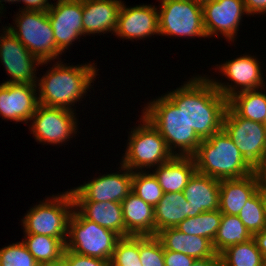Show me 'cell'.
<instances>
[{
    "mask_svg": "<svg viewBox=\"0 0 266 266\" xmlns=\"http://www.w3.org/2000/svg\"><path fill=\"white\" fill-rule=\"evenodd\" d=\"M182 109L190 127L202 139L222 130L228 100L222 96L207 75H194L165 94Z\"/></svg>",
    "mask_w": 266,
    "mask_h": 266,
    "instance_id": "1",
    "label": "cell"
},
{
    "mask_svg": "<svg viewBox=\"0 0 266 266\" xmlns=\"http://www.w3.org/2000/svg\"><path fill=\"white\" fill-rule=\"evenodd\" d=\"M52 62V67L37 78L38 102L76 111L75 104L83 101L84 96L91 91V83L96 81L99 69L91 61L81 65H66L62 60Z\"/></svg>",
    "mask_w": 266,
    "mask_h": 266,
    "instance_id": "2",
    "label": "cell"
},
{
    "mask_svg": "<svg viewBox=\"0 0 266 266\" xmlns=\"http://www.w3.org/2000/svg\"><path fill=\"white\" fill-rule=\"evenodd\" d=\"M192 157L197 172L218 180L243 178L256 171L223 129L201 140Z\"/></svg>",
    "mask_w": 266,
    "mask_h": 266,
    "instance_id": "3",
    "label": "cell"
},
{
    "mask_svg": "<svg viewBox=\"0 0 266 266\" xmlns=\"http://www.w3.org/2000/svg\"><path fill=\"white\" fill-rule=\"evenodd\" d=\"M162 95L149 100L141 113L165 139L173 155L192 156L202 139L188 125L182 109H178L165 93Z\"/></svg>",
    "mask_w": 266,
    "mask_h": 266,
    "instance_id": "4",
    "label": "cell"
},
{
    "mask_svg": "<svg viewBox=\"0 0 266 266\" xmlns=\"http://www.w3.org/2000/svg\"><path fill=\"white\" fill-rule=\"evenodd\" d=\"M140 120V121H139ZM138 126L131 128L121 164L130 171H146L166 163L174 155L168 149L165 139L142 114ZM152 167V168H151Z\"/></svg>",
    "mask_w": 266,
    "mask_h": 266,
    "instance_id": "5",
    "label": "cell"
},
{
    "mask_svg": "<svg viewBox=\"0 0 266 266\" xmlns=\"http://www.w3.org/2000/svg\"><path fill=\"white\" fill-rule=\"evenodd\" d=\"M74 210L70 190L47 196L25 213L21 219L23 234H39L61 238L65 243L68 222Z\"/></svg>",
    "mask_w": 266,
    "mask_h": 266,
    "instance_id": "6",
    "label": "cell"
},
{
    "mask_svg": "<svg viewBox=\"0 0 266 266\" xmlns=\"http://www.w3.org/2000/svg\"><path fill=\"white\" fill-rule=\"evenodd\" d=\"M13 25L5 26L41 62L62 60L47 11L18 10ZM16 25V26H15Z\"/></svg>",
    "mask_w": 266,
    "mask_h": 266,
    "instance_id": "7",
    "label": "cell"
},
{
    "mask_svg": "<svg viewBox=\"0 0 266 266\" xmlns=\"http://www.w3.org/2000/svg\"><path fill=\"white\" fill-rule=\"evenodd\" d=\"M121 237L114 231L84 218L75 208L68 222L65 249L110 262Z\"/></svg>",
    "mask_w": 266,
    "mask_h": 266,
    "instance_id": "8",
    "label": "cell"
},
{
    "mask_svg": "<svg viewBox=\"0 0 266 266\" xmlns=\"http://www.w3.org/2000/svg\"><path fill=\"white\" fill-rule=\"evenodd\" d=\"M159 36L208 38L202 4L193 0H159Z\"/></svg>",
    "mask_w": 266,
    "mask_h": 266,
    "instance_id": "9",
    "label": "cell"
},
{
    "mask_svg": "<svg viewBox=\"0 0 266 266\" xmlns=\"http://www.w3.org/2000/svg\"><path fill=\"white\" fill-rule=\"evenodd\" d=\"M76 114L69 109L39 104L29 122V130L39 144L66 145L79 132Z\"/></svg>",
    "mask_w": 266,
    "mask_h": 266,
    "instance_id": "10",
    "label": "cell"
},
{
    "mask_svg": "<svg viewBox=\"0 0 266 266\" xmlns=\"http://www.w3.org/2000/svg\"><path fill=\"white\" fill-rule=\"evenodd\" d=\"M256 55L244 53L239 57L215 65L219 69L217 73L222 74L231 83L219 81L216 78L209 77L216 87L217 91L227 100L233 95L249 90H257L266 87L263 67ZM221 81V82H220ZM233 82V83H232ZM233 84V85H232Z\"/></svg>",
    "mask_w": 266,
    "mask_h": 266,
    "instance_id": "11",
    "label": "cell"
},
{
    "mask_svg": "<svg viewBox=\"0 0 266 266\" xmlns=\"http://www.w3.org/2000/svg\"><path fill=\"white\" fill-rule=\"evenodd\" d=\"M222 129L235 143L243 157L257 169L264 160L266 127L262 123L238 116L228 106Z\"/></svg>",
    "mask_w": 266,
    "mask_h": 266,
    "instance_id": "12",
    "label": "cell"
},
{
    "mask_svg": "<svg viewBox=\"0 0 266 266\" xmlns=\"http://www.w3.org/2000/svg\"><path fill=\"white\" fill-rule=\"evenodd\" d=\"M0 33V63L6 70L10 79L3 83L31 84L37 83V68L50 61L41 62L14 36V34L2 25ZM37 67V68H36Z\"/></svg>",
    "mask_w": 266,
    "mask_h": 266,
    "instance_id": "13",
    "label": "cell"
},
{
    "mask_svg": "<svg viewBox=\"0 0 266 266\" xmlns=\"http://www.w3.org/2000/svg\"><path fill=\"white\" fill-rule=\"evenodd\" d=\"M120 172L95 177L69 189L74 202H122L132 191L133 172L120 163Z\"/></svg>",
    "mask_w": 266,
    "mask_h": 266,
    "instance_id": "14",
    "label": "cell"
},
{
    "mask_svg": "<svg viewBox=\"0 0 266 266\" xmlns=\"http://www.w3.org/2000/svg\"><path fill=\"white\" fill-rule=\"evenodd\" d=\"M203 24L208 38L222 35L234 41L244 15L249 16L243 0H210L202 4Z\"/></svg>",
    "mask_w": 266,
    "mask_h": 266,
    "instance_id": "15",
    "label": "cell"
},
{
    "mask_svg": "<svg viewBox=\"0 0 266 266\" xmlns=\"http://www.w3.org/2000/svg\"><path fill=\"white\" fill-rule=\"evenodd\" d=\"M47 12L57 49L63 54L83 36L82 0H57Z\"/></svg>",
    "mask_w": 266,
    "mask_h": 266,
    "instance_id": "16",
    "label": "cell"
},
{
    "mask_svg": "<svg viewBox=\"0 0 266 266\" xmlns=\"http://www.w3.org/2000/svg\"><path fill=\"white\" fill-rule=\"evenodd\" d=\"M117 38L131 41L148 39L151 36L159 35V20L157 6L151 4H139L127 7L122 3L118 25L114 33ZM146 38V39H145Z\"/></svg>",
    "mask_w": 266,
    "mask_h": 266,
    "instance_id": "17",
    "label": "cell"
},
{
    "mask_svg": "<svg viewBox=\"0 0 266 266\" xmlns=\"http://www.w3.org/2000/svg\"><path fill=\"white\" fill-rule=\"evenodd\" d=\"M38 105L36 85L0 83V116L3 120L27 125Z\"/></svg>",
    "mask_w": 266,
    "mask_h": 266,
    "instance_id": "18",
    "label": "cell"
},
{
    "mask_svg": "<svg viewBox=\"0 0 266 266\" xmlns=\"http://www.w3.org/2000/svg\"><path fill=\"white\" fill-rule=\"evenodd\" d=\"M122 0H82L83 36L111 33L114 36Z\"/></svg>",
    "mask_w": 266,
    "mask_h": 266,
    "instance_id": "19",
    "label": "cell"
},
{
    "mask_svg": "<svg viewBox=\"0 0 266 266\" xmlns=\"http://www.w3.org/2000/svg\"><path fill=\"white\" fill-rule=\"evenodd\" d=\"M220 180L195 172L183 189L190 207V217L219 209Z\"/></svg>",
    "mask_w": 266,
    "mask_h": 266,
    "instance_id": "20",
    "label": "cell"
},
{
    "mask_svg": "<svg viewBox=\"0 0 266 266\" xmlns=\"http://www.w3.org/2000/svg\"><path fill=\"white\" fill-rule=\"evenodd\" d=\"M257 171L238 179L220 180L219 210L222 214L237 216L259 186Z\"/></svg>",
    "mask_w": 266,
    "mask_h": 266,
    "instance_id": "21",
    "label": "cell"
},
{
    "mask_svg": "<svg viewBox=\"0 0 266 266\" xmlns=\"http://www.w3.org/2000/svg\"><path fill=\"white\" fill-rule=\"evenodd\" d=\"M126 237L155 236L154 207L132 191L121 202Z\"/></svg>",
    "mask_w": 266,
    "mask_h": 266,
    "instance_id": "22",
    "label": "cell"
},
{
    "mask_svg": "<svg viewBox=\"0 0 266 266\" xmlns=\"http://www.w3.org/2000/svg\"><path fill=\"white\" fill-rule=\"evenodd\" d=\"M155 236L166 250L181 252L195 259L220 257L213 247V242L201 236L188 235L176 228L163 229Z\"/></svg>",
    "mask_w": 266,
    "mask_h": 266,
    "instance_id": "23",
    "label": "cell"
},
{
    "mask_svg": "<svg viewBox=\"0 0 266 266\" xmlns=\"http://www.w3.org/2000/svg\"><path fill=\"white\" fill-rule=\"evenodd\" d=\"M158 179L163 193L181 192L189 179L196 172L195 161L192 156L174 155L166 163L151 170Z\"/></svg>",
    "mask_w": 266,
    "mask_h": 266,
    "instance_id": "24",
    "label": "cell"
},
{
    "mask_svg": "<svg viewBox=\"0 0 266 266\" xmlns=\"http://www.w3.org/2000/svg\"><path fill=\"white\" fill-rule=\"evenodd\" d=\"M74 208L86 219L126 237L120 202H74Z\"/></svg>",
    "mask_w": 266,
    "mask_h": 266,
    "instance_id": "25",
    "label": "cell"
},
{
    "mask_svg": "<svg viewBox=\"0 0 266 266\" xmlns=\"http://www.w3.org/2000/svg\"><path fill=\"white\" fill-rule=\"evenodd\" d=\"M155 235L166 228L176 226L190 217L189 202L185 199L183 191L176 193H163L162 198L154 207Z\"/></svg>",
    "mask_w": 266,
    "mask_h": 266,
    "instance_id": "26",
    "label": "cell"
},
{
    "mask_svg": "<svg viewBox=\"0 0 266 266\" xmlns=\"http://www.w3.org/2000/svg\"><path fill=\"white\" fill-rule=\"evenodd\" d=\"M22 241L41 266H57L65 250V242L61 238L24 234Z\"/></svg>",
    "mask_w": 266,
    "mask_h": 266,
    "instance_id": "27",
    "label": "cell"
},
{
    "mask_svg": "<svg viewBox=\"0 0 266 266\" xmlns=\"http://www.w3.org/2000/svg\"><path fill=\"white\" fill-rule=\"evenodd\" d=\"M265 88L239 92L228 99V106L242 118L263 123L266 116Z\"/></svg>",
    "mask_w": 266,
    "mask_h": 266,
    "instance_id": "28",
    "label": "cell"
},
{
    "mask_svg": "<svg viewBox=\"0 0 266 266\" xmlns=\"http://www.w3.org/2000/svg\"><path fill=\"white\" fill-rule=\"evenodd\" d=\"M251 238H253V235L238 216L222 214L221 223L213 241V247L219 255L229 246L244 243Z\"/></svg>",
    "mask_w": 266,
    "mask_h": 266,
    "instance_id": "29",
    "label": "cell"
},
{
    "mask_svg": "<svg viewBox=\"0 0 266 266\" xmlns=\"http://www.w3.org/2000/svg\"><path fill=\"white\" fill-rule=\"evenodd\" d=\"M219 256L221 266H266L254 238L229 246Z\"/></svg>",
    "mask_w": 266,
    "mask_h": 266,
    "instance_id": "30",
    "label": "cell"
},
{
    "mask_svg": "<svg viewBox=\"0 0 266 266\" xmlns=\"http://www.w3.org/2000/svg\"><path fill=\"white\" fill-rule=\"evenodd\" d=\"M222 219L220 210L205 211L180 222L176 229L188 235L201 236L214 241Z\"/></svg>",
    "mask_w": 266,
    "mask_h": 266,
    "instance_id": "31",
    "label": "cell"
},
{
    "mask_svg": "<svg viewBox=\"0 0 266 266\" xmlns=\"http://www.w3.org/2000/svg\"><path fill=\"white\" fill-rule=\"evenodd\" d=\"M132 192L152 207H155L163 196L162 187L151 170L133 172Z\"/></svg>",
    "mask_w": 266,
    "mask_h": 266,
    "instance_id": "32",
    "label": "cell"
},
{
    "mask_svg": "<svg viewBox=\"0 0 266 266\" xmlns=\"http://www.w3.org/2000/svg\"><path fill=\"white\" fill-rule=\"evenodd\" d=\"M237 216L252 235L266 228L265 211L258 191L246 201Z\"/></svg>",
    "mask_w": 266,
    "mask_h": 266,
    "instance_id": "33",
    "label": "cell"
},
{
    "mask_svg": "<svg viewBox=\"0 0 266 266\" xmlns=\"http://www.w3.org/2000/svg\"><path fill=\"white\" fill-rule=\"evenodd\" d=\"M110 266H142L139 254V236L121 237L117 241Z\"/></svg>",
    "mask_w": 266,
    "mask_h": 266,
    "instance_id": "34",
    "label": "cell"
},
{
    "mask_svg": "<svg viewBox=\"0 0 266 266\" xmlns=\"http://www.w3.org/2000/svg\"><path fill=\"white\" fill-rule=\"evenodd\" d=\"M0 266H41L23 241L0 248Z\"/></svg>",
    "mask_w": 266,
    "mask_h": 266,
    "instance_id": "35",
    "label": "cell"
},
{
    "mask_svg": "<svg viewBox=\"0 0 266 266\" xmlns=\"http://www.w3.org/2000/svg\"><path fill=\"white\" fill-rule=\"evenodd\" d=\"M139 254L142 266H165L164 248L156 236H139Z\"/></svg>",
    "mask_w": 266,
    "mask_h": 266,
    "instance_id": "36",
    "label": "cell"
},
{
    "mask_svg": "<svg viewBox=\"0 0 266 266\" xmlns=\"http://www.w3.org/2000/svg\"><path fill=\"white\" fill-rule=\"evenodd\" d=\"M57 266H110V262L96 257L76 254L65 249Z\"/></svg>",
    "mask_w": 266,
    "mask_h": 266,
    "instance_id": "37",
    "label": "cell"
},
{
    "mask_svg": "<svg viewBox=\"0 0 266 266\" xmlns=\"http://www.w3.org/2000/svg\"><path fill=\"white\" fill-rule=\"evenodd\" d=\"M196 259L183 254L164 249L165 266H191Z\"/></svg>",
    "mask_w": 266,
    "mask_h": 266,
    "instance_id": "38",
    "label": "cell"
},
{
    "mask_svg": "<svg viewBox=\"0 0 266 266\" xmlns=\"http://www.w3.org/2000/svg\"><path fill=\"white\" fill-rule=\"evenodd\" d=\"M249 16L266 14V0H243Z\"/></svg>",
    "mask_w": 266,
    "mask_h": 266,
    "instance_id": "39",
    "label": "cell"
},
{
    "mask_svg": "<svg viewBox=\"0 0 266 266\" xmlns=\"http://www.w3.org/2000/svg\"><path fill=\"white\" fill-rule=\"evenodd\" d=\"M25 4L19 10H29V11H48L51 7L52 2L48 0H20ZM24 7V8H23Z\"/></svg>",
    "mask_w": 266,
    "mask_h": 266,
    "instance_id": "40",
    "label": "cell"
},
{
    "mask_svg": "<svg viewBox=\"0 0 266 266\" xmlns=\"http://www.w3.org/2000/svg\"><path fill=\"white\" fill-rule=\"evenodd\" d=\"M253 238L258 249L261 251L264 260L266 261V228L261 232L255 233Z\"/></svg>",
    "mask_w": 266,
    "mask_h": 266,
    "instance_id": "41",
    "label": "cell"
},
{
    "mask_svg": "<svg viewBox=\"0 0 266 266\" xmlns=\"http://www.w3.org/2000/svg\"><path fill=\"white\" fill-rule=\"evenodd\" d=\"M191 266H221L220 257L196 259Z\"/></svg>",
    "mask_w": 266,
    "mask_h": 266,
    "instance_id": "42",
    "label": "cell"
},
{
    "mask_svg": "<svg viewBox=\"0 0 266 266\" xmlns=\"http://www.w3.org/2000/svg\"><path fill=\"white\" fill-rule=\"evenodd\" d=\"M260 182L266 185V160H263L262 164L256 169Z\"/></svg>",
    "mask_w": 266,
    "mask_h": 266,
    "instance_id": "43",
    "label": "cell"
},
{
    "mask_svg": "<svg viewBox=\"0 0 266 266\" xmlns=\"http://www.w3.org/2000/svg\"><path fill=\"white\" fill-rule=\"evenodd\" d=\"M260 197H261V200H262V203H263V208H264V211H265V217H266V185H264L263 183L259 182V186H258V189H257Z\"/></svg>",
    "mask_w": 266,
    "mask_h": 266,
    "instance_id": "44",
    "label": "cell"
},
{
    "mask_svg": "<svg viewBox=\"0 0 266 266\" xmlns=\"http://www.w3.org/2000/svg\"><path fill=\"white\" fill-rule=\"evenodd\" d=\"M19 1L20 0H0V14L3 15V11H6V10H4V8L6 9V7L4 6L5 4L3 2H5V3L8 2V4H10V2H11V4H13V3L19 4ZM1 15H0V17H2Z\"/></svg>",
    "mask_w": 266,
    "mask_h": 266,
    "instance_id": "45",
    "label": "cell"
},
{
    "mask_svg": "<svg viewBox=\"0 0 266 266\" xmlns=\"http://www.w3.org/2000/svg\"><path fill=\"white\" fill-rule=\"evenodd\" d=\"M194 2H197V3H200V4H203L205 2H208L210 0H193Z\"/></svg>",
    "mask_w": 266,
    "mask_h": 266,
    "instance_id": "46",
    "label": "cell"
},
{
    "mask_svg": "<svg viewBox=\"0 0 266 266\" xmlns=\"http://www.w3.org/2000/svg\"><path fill=\"white\" fill-rule=\"evenodd\" d=\"M262 124L266 127V116Z\"/></svg>",
    "mask_w": 266,
    "mask_h": 266,
    "instance_id": "47",
    "label": "cell"
},
{
    "mask_svg": "<svg viewBox=\"0 0 266 266\" xmlns=\"http://www.w3.org/2000/svg\"><path fill=\"white\" fill-rule=\"evenodd\" d=\"M264 160H266V148H265V155H264Z\"/></svg>",
    "mask_w": 266,
    "mask_h": 266,
    "instance_id": "48",
    "label": "cell"
}]
</instances>
